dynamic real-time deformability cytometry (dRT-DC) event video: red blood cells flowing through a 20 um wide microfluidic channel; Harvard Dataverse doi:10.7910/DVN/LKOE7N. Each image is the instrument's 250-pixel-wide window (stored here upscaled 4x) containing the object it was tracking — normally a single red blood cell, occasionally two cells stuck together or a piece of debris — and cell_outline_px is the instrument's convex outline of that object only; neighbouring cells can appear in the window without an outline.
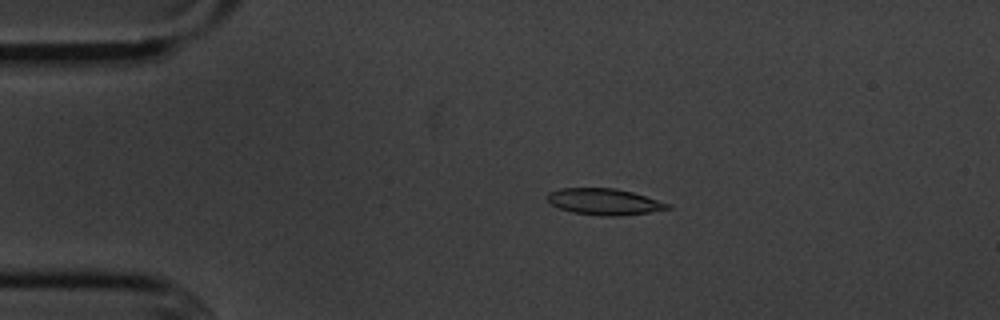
{"species": "common noctule bat (a hibernating species)", "species_latin": "Nyctalus noctula", "temperature_condition": "cold", "stored_images_in_passage": 5, "camera_frame_rate_fps": 3000, "um_per_image_px": 0.085, "animal": {"sex": "male", "body_mass_g": 20.1, "forearm_length_mm": 53.5}, "frame": {"image": 1, "passage_image": 2, "time_ms": 1.333, "image_size_px": [1000, 320], "cell_outline_px": [[672, 208], [648, 212], [620, 216], [600, 216], [572, 212], [560, 208], [552, 204], [548, 200], [548, 192], [560, 188], [616, 188], [632, 192], [672, 204]], "centroid_in_image_um": [51.38, 17.14], "position_along_channel_um": 33.6, "area_um2": 18.44}}
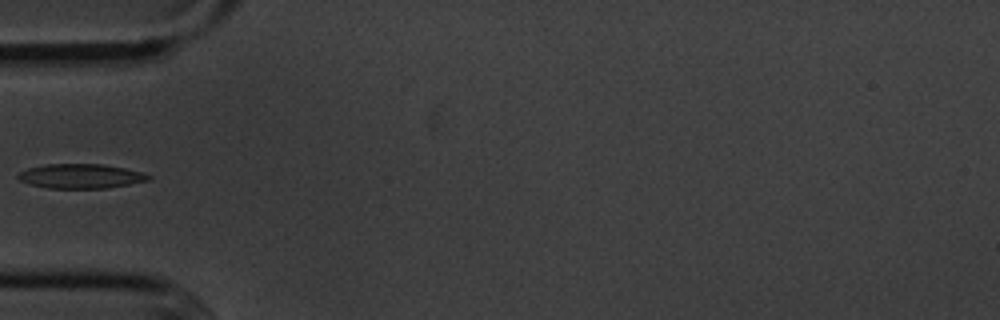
{"frame": {"image": 2, "passage_image": 4, "time_ms": 3.667, "image_size_px": [1000, 320], "cell_outline_px": [[152, 176], [148, 180], [128, 184], [104, 188], [48, 188], [32, 184], [20, 180], [16, 176], [20, 172], [28, 168], [44, 164], [104, 164], [124, 168], [140, 172]], "centroid_in_image_um": [6.84, 14.96], "position_along_channel_um": 78.2, "area_um2": 18.32}}
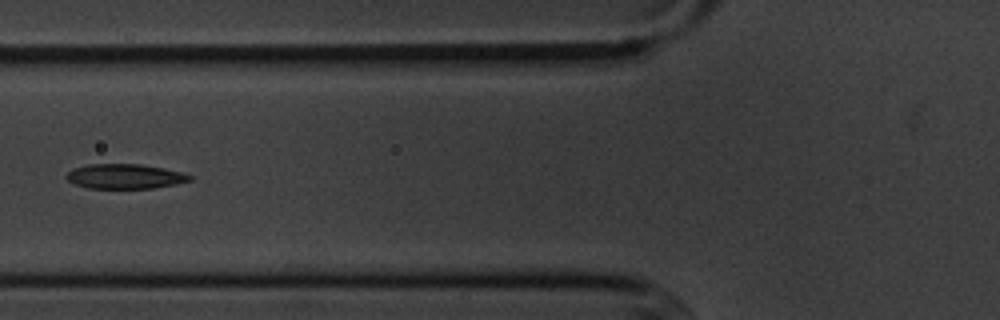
{"frame": {"image": 3, "passage_image": 5, "time_ms": 4.667, "image_size_px": [1000, 320], "cell_outline_px": [[192, 180], [176, 184], [152, 188], [88, 188], [76, 184], [68, 180], [64, 176], [72, 168], [88, 164], [140, 164], [164, 168], [180, 172], [192, 176]], "centroid_in_image_um": [10.6, 14.98], "position_along_channel_um": 115.2, "area_um2": 17.74}}